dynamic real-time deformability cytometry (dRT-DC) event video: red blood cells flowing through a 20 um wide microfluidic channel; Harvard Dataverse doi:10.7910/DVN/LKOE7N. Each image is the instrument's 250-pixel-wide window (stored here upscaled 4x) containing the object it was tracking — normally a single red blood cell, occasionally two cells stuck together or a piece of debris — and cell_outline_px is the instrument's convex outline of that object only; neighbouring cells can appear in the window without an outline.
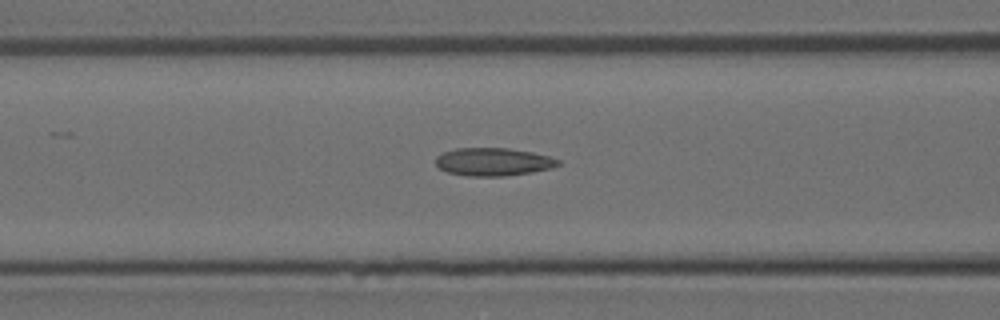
{"species": "Egyptian fruit bat (a non-hibernating species)", "species_latin": "Rousettus aegyptiacus", "temperature_condition": "room temperature", "stored_images_in_passage": 32, "camera_frame_rate_fps": 3000, "um_per_image_px": 0.085, "animal": {"sex": "female"}, "frame": {"image": 1, "passage_image": 11, "time_ms": 3.333, "image_size_px": [1000, 320], "cell_outline_px": [[560, 164], [548, 168], [532, 172], [504, 176], [468, 176], [448, 172], [440, 168], [436, 164], [436, 156], [444, 152], [456, 148], [508, 148], [532, 152], [548, 156], [560, 160]], "centroid_in_image_um": [41.91, 13.75], "position_along_channel_um": 124.7, "area_um2": 19.77}}
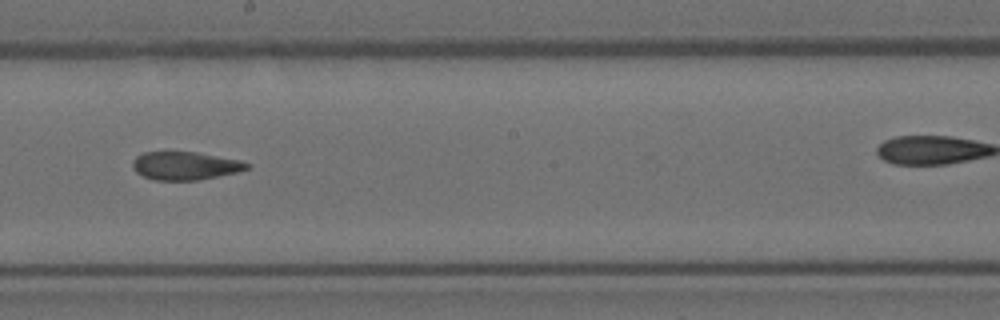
{"frame": {"image": 2, "passage_image": 19, "time_ms": 6.0, "image_size_px": [1000, 320], "cell_outline_px": [[252, 164], [248, 168], [236, 172], [196, 180], [152, 180], [136, 172], [132, 164], [132, 160], [136, 156], [144, 152], [196, 152], [240, 160]], "centroid_in_image_um": [15.72, 14.08], "position_along_channel_um": 232.5, "area_um2": 18.61}}
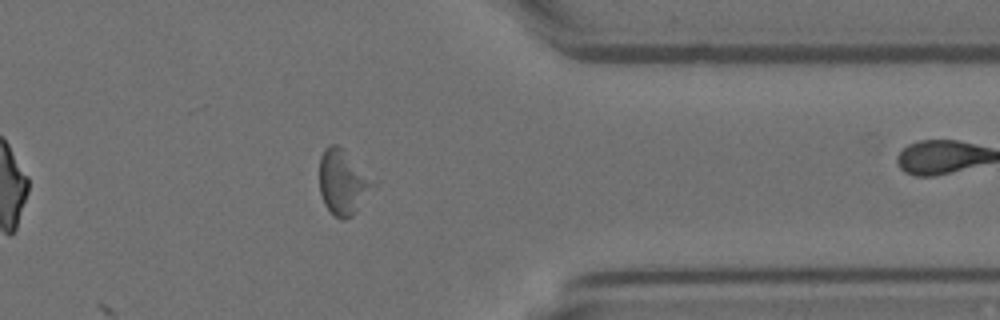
{"frame": {"image": 3, "passage_image": 31, "time_ms": 10.0, "image_size_px": [1000, 320], "cell_outline_px": [[368, 184], [356, 212], [352, 216], [340, 220], [324, 204], [320, 192], [320, 156], [324, 148], [328, 144], [336, 144], [344, 148]], "centroid_in_image_um": [28.95, 15.47], "position_along_channel_um": 382.5, "area_um2": 18.32}}